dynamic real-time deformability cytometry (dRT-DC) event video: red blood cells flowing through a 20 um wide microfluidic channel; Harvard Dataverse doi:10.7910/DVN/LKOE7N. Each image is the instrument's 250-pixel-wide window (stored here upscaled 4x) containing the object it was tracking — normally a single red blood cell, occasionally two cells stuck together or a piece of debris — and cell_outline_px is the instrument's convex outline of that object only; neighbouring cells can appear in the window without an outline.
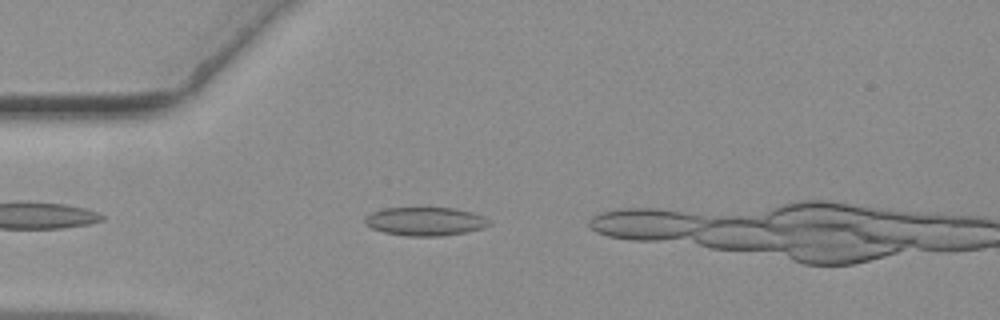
{"species": "common noctule bat (a hibernating species)", "species_latin": "Nyctalus noctula", "temperature_condition": "warm", "stored_images_in_passage": 10, "camera_frame_rate_fps": 3000, "um_per_image_px": 0.085, "animal": {"sex": "female", "body_mass_g": 19.3, "forearm_length_mm": 54.1}, "frame": {"image": 1, "passage_image": 5, "time_ms": 1.333, "image_size_px": [1000, 320], "cell_outline_px": [[492, 224], [480, 228], [464, 232], [440, 236], [404, 236], [384, 232], [372, 228], [364, 224], [364, 216], [372, 212], [384, 208], [420, 204], [456, 208], [472, 212], [484, 216]], "centroid_in_image_um": [36.09, 18.75], "position_along_channel_um": 48.9, "area_um2": 21.68}}
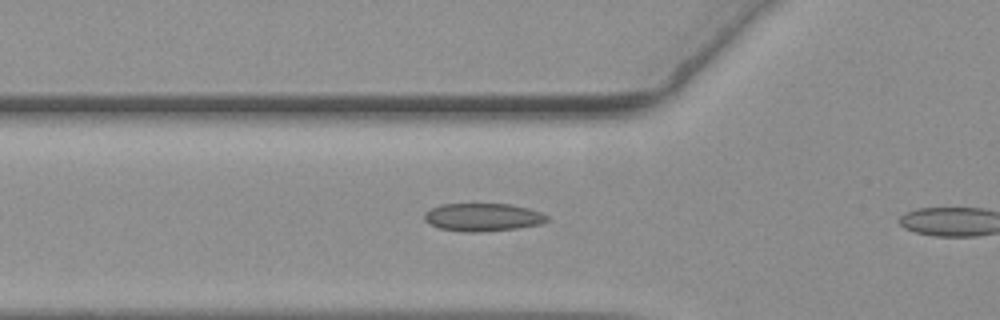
{"frame": {"image": 2, "passage_image": 9, "time_ms": 2.667, "image_size_px": [1000, 320], "cell_outline_px": [[548, 220], [540, 224], [516, 228], [476, 232], [464, 232], [440, 228], [428, 224], [424, 220], [424, 212], [440, 204], [512, 204], [528, 208], [540, 212], [548, 216]], "centroid_in_image_um": [41.0, 18.46], "position_along_channel_um": 84.8, "area_um2": 19.94}}